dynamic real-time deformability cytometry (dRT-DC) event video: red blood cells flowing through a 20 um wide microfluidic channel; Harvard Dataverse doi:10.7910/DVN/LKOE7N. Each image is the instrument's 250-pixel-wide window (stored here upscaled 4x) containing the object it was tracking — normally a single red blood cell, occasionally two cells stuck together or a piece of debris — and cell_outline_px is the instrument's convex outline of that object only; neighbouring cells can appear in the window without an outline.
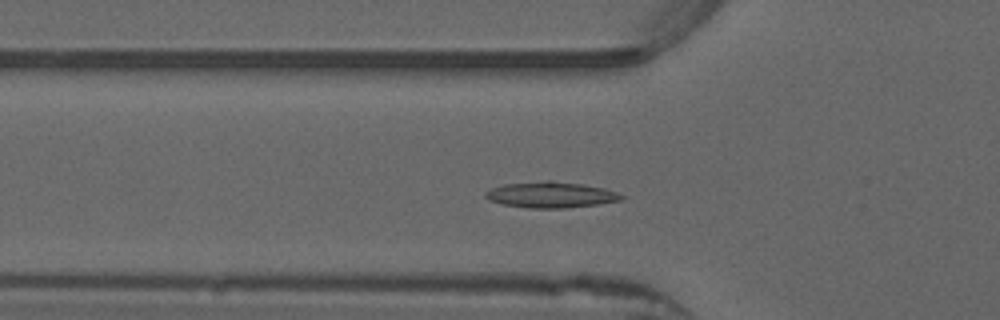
{"species": "common noctule bat (a hibernating species)", "species_latin": "Nyctalus noctula", "temperature_condition": "warm", "stored_images_in_passage": 47, "camera_frame_rate_fps": 3000, "um_per_image_px": 0.085, "animal": {"sex": "male", "forearm_length_mm": 52.5}, "frame": {"image": 1, "passage_image": 12, "time_ms": 3.667, "image_size_px": [1000, 320], "cell_outline_px": [[624, 200], [568, 208], [532, 208], [500, 204], [488, 200], [484, 196], [484, 192], [492, 188], [504, 184], [544, 180], [552, 180], [584, 184], [604, 188], [616, 192], [624, 196]], "centroid_in_image_um": [46.8, 16.55], "position_along_channel_um": 79.0, "area_um2": 20.75}}
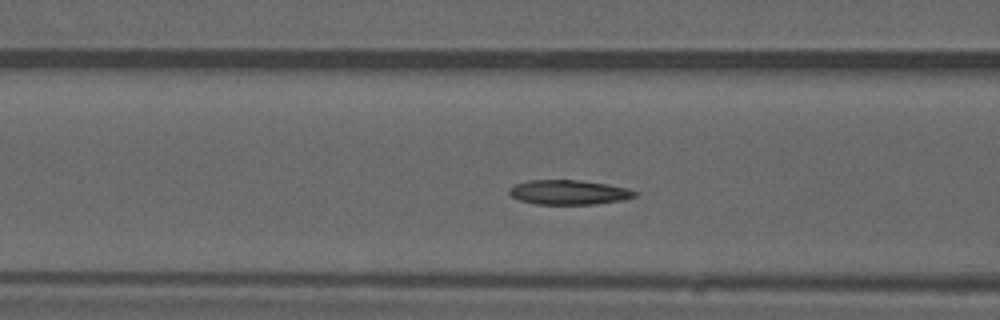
{"frame": {"image": 2, "passage_image": 15, "time_ms": 4.667, "image_size_px": [1000, 320], "cell_outline_px": [[636, 196], [620, 200], [596, 204], [536, 204], [520, 200], [512, 196], [508, 192], [508, 188], [516, 184], [528, 180], [580, 180], [608, 184], [624, 188], [636, 192]], "centroid_in_image_um": [48.3, 16.34], "position_along_channel_um": 118.3, "area_um2": 17.8}}
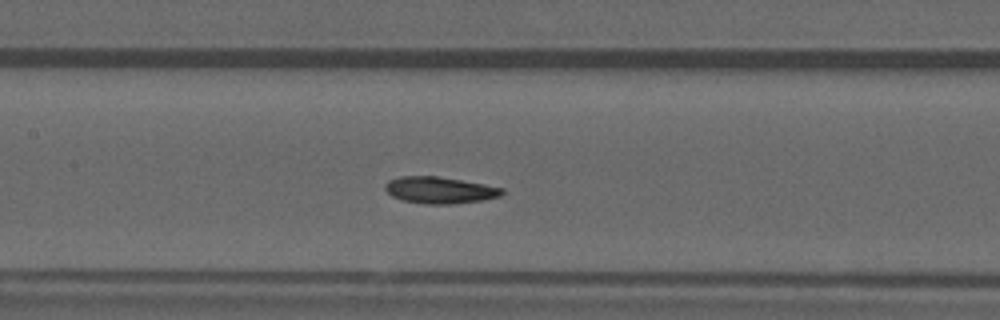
{"frame": {"image": 3, "passage_image": 19, "time_ms": 6.0, "image_size_px": [1000, 320], "cell_outline_px": [[504, 192], [500, 196], [484, 200], [452, 204], [424, 204], [404, 200], [392, 196], [384, 188], [384, 184], [388, 180], [400, 176], [436, 176], [484, 184], [504, 188]], "centroid_in_image_um": [37.37, 16.16], "position_along_channel_um": 170.0, "area_um2": 18.15}, "authors_computed_cell_mechanics": {"area_um2": 17.8024, "velocity_mm_per_s": 3.8758, "shape_relaxation_time_tau1_ms": null, "shape_relaxation_time_tau2_ms": 4.3862, "deformation_change_tau1": null, "deformation_change_tau2": 0.1071}}